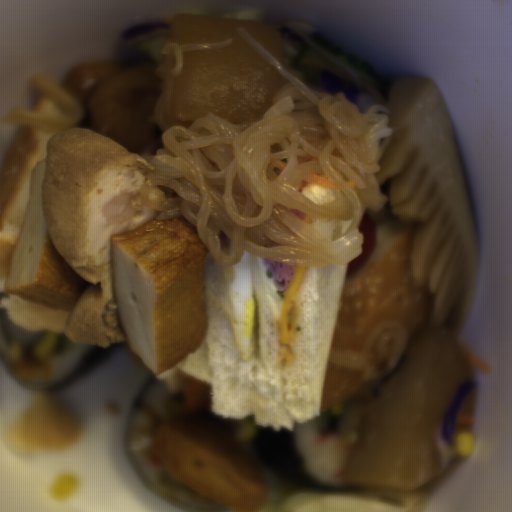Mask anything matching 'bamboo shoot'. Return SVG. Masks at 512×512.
<instances>
[{
	"instance_id": "1",
	"label": "bamboo shoot",
	"mask_w": 512,
	"mask_h": 512,
	"mask_svg": "<svg viewBox=\"0 0 512 512\" xmlns=\"http://www.w3.org/2000/svg\"><path fill=\"white\" fill-rule=\"evenodd\" d=\"M387 105V150L375 172L378 185L394 178L392 216L421 222L409 255L414 285L435 293L428 325L445 323L460 296L454 331H463L480 270L477 228L460 149L446 102L432 79L398 76Z\"/></svg>"
}]
</instances>
